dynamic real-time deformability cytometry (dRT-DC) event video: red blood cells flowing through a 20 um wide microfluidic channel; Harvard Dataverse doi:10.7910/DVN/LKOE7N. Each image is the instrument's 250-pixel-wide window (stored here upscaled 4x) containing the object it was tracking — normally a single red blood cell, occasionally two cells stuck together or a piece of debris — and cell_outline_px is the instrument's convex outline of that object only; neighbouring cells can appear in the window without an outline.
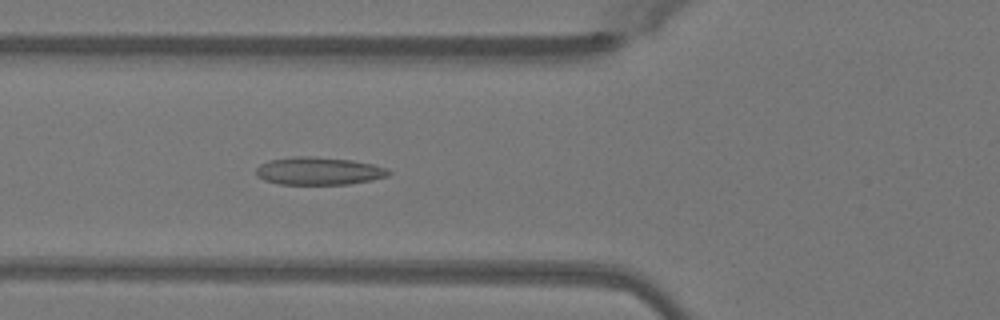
{"species": "Egyptian fruit bat (a non-hibernating species)", "species_latin": "Rousettus aegyptiacus", "temperature_condition": "warm", "stored_images_in_passage": 41, "camera_frame_rate_fps": 3000, "um_per_image_px": 0.085, "animal": {"sex": "female"}, "frame": {"image": 1, "passage_image": 13, "time_ms": 4.0, "image_size_px": [1000, 320], "cell_outline_px": [[392, 172], [388, 176], [372, 180], [348, 184], [280, 184], [264, 180], [256, 176], [256, 168], [260, 164], [268, 160], [292, 156], [308, 156], [352, 160], [372, 164], [388, 168]], "centroid_in_image_um": [27.09, 14.53], "position_along_channel_um": 98.7, "area_um2": 21.56}}
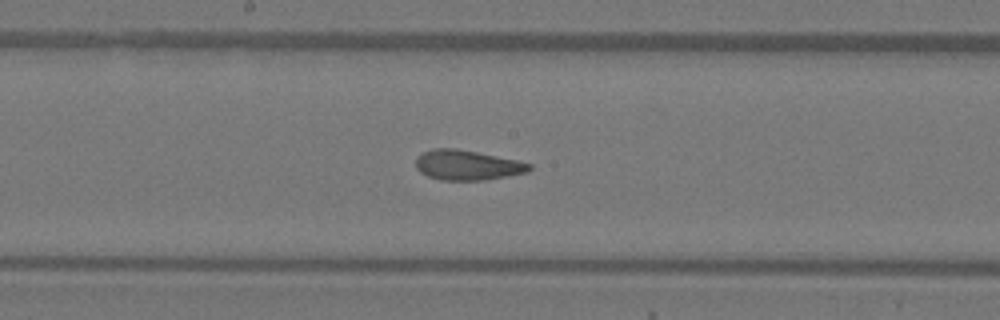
{"frame": {"image": 2, "passage_image": 21, "time_ms": 6.667, "image_size_px": [1000, 320], "cell_outline_px": [[532, 168], [528, 172], [508, 176], [484, 180], [440, 180], [428, 176], [420, 172], [416, 168], [416, 156], [432, 148], [456, 148], [516, 160], [532, 164]], "centroid_in_image_um": [39.7, 14.04], "position_along_channel_um": 208.5, "area_um2": 19.83}}
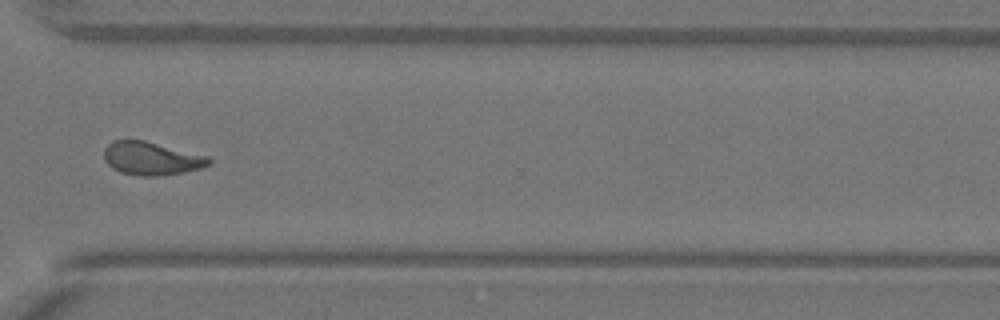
{"frame": {"image": 3, "passage_image": 32, "time_ms": 10.333, "image_size_px": [1000, 320], "cell_outline_px": [[212, 164], [200, 168], [184, 172], [156, 176], [140, 176], [120, 172], [112, 168], [104, 160], [104, 148], [112, 140], [144, 140], [208, 156], [212, 160]], "centroid_in_image_um": [12.86, 13.47], "position_along_channel_um": 357.7, "area_um2": 20.35}, "authors_computed_cell_mechanics": {"area_um2": 20.1144, "velocity_mm_per_s": 4.0827, "shape_relaxation_time_tau1_ms": 7.6263, "shape_relaxation_time_tau2_ms": 1.5524, "deformation_change_tau1": 0.2043, "deformation_change_tau2": 0.0737}}